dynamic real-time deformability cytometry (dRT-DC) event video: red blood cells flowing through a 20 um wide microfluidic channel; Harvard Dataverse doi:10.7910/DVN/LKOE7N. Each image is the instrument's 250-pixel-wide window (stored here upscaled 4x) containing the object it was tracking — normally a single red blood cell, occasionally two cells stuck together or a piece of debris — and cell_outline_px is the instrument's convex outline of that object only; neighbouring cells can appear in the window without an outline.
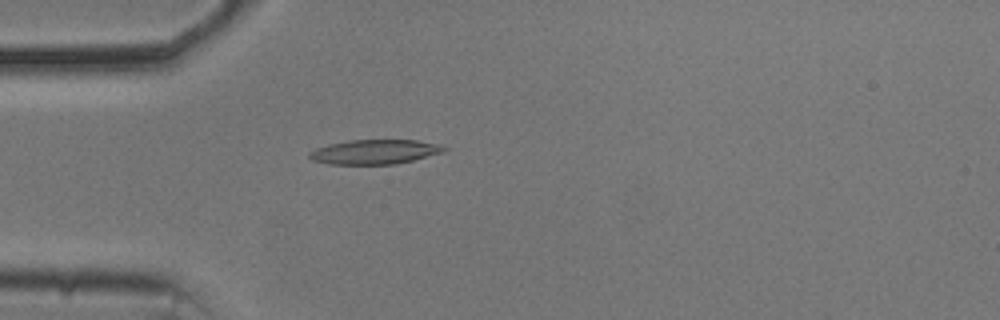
{"species": "common noctule bat (a hibernating species)", "species_latin": "Nyctalus noctula", "temperature_condition": "cold", "stored_images_in_passage": 54, "camera_frame_rate_fps": 3000, "um_per_image_px": 0.085, "animal": {"sex": "male", "body_mass_g": 20.5, "forearm_length_mm": 52.5}, "frame": {"image": 1, "passage_image": 15, "time_ms": 4.667, "image_size_px": [1000, 320], "cell_outline_px": [[448, 148], [444, 152], [396, 164], [328, 164], [312, 160], [308, 156], [308, 152], [316, 148], [328, 144], [348, 140], [416, 140], [440, 144]], "centroid_in_image_um": [31.83, 12.9], "position_along_channel_um": 53.2, "area_um2": 19.31}}
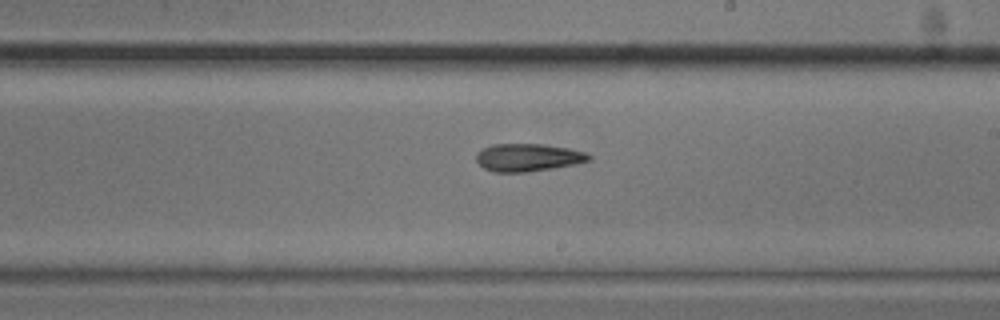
{"frame": {"image": 2, "passage_image": 31, "time_ms": 10.0, "image_size_px": [1000, 320], "cell_outline_px": [[592, 160], [552, 168], [528, 172], [492, 172], [484, 168], [476, 160], [476, 152], [492, 144], [544, 144], [568, 148], [584, 152], [592, 156]], "centroid_in_image_um": [44.86, 13.38], "position_along_channel_um": 244.1, "area_um2": 18.15}}
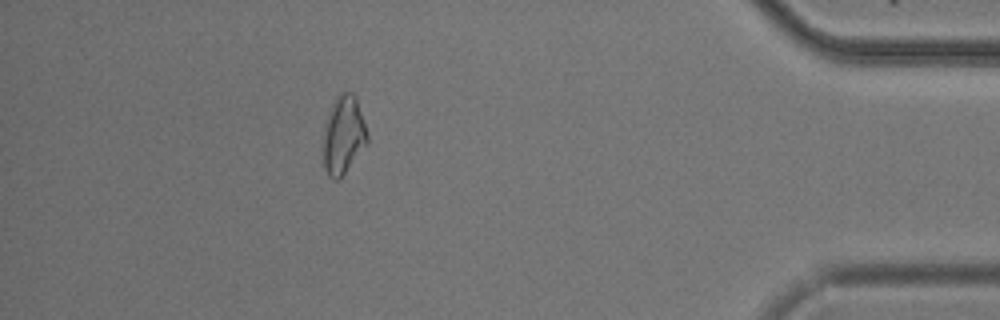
{"frame": {"image": 3, "passage_image": 48, "time_ms": 15.667, "image_size_px": [1000, 320], "cell_outline_px": [[368, 140], [340, 180], [332, 180], [328, 176], [324, 168], [324, 128], [328, 112], [336, 96], [340, 92], [352, 92], [356, 96], [368, 132]], "centroid_in_image_um": [29.19, 11.46], "position_along_channel_um": 406.0, "area_um2": 20.11}, "authors_computed_cell_mechanics": {"area_um2": 18.7561, "velocity_mm_per_s": 3.7043, "shape_relaxation_time_tau1_ms": 11.2188, "shape_relaxation_time_tau2_ms": 7.2717, "deformation_change_tau1": 0.233, "deformation_change_tau2": 0.1877}}